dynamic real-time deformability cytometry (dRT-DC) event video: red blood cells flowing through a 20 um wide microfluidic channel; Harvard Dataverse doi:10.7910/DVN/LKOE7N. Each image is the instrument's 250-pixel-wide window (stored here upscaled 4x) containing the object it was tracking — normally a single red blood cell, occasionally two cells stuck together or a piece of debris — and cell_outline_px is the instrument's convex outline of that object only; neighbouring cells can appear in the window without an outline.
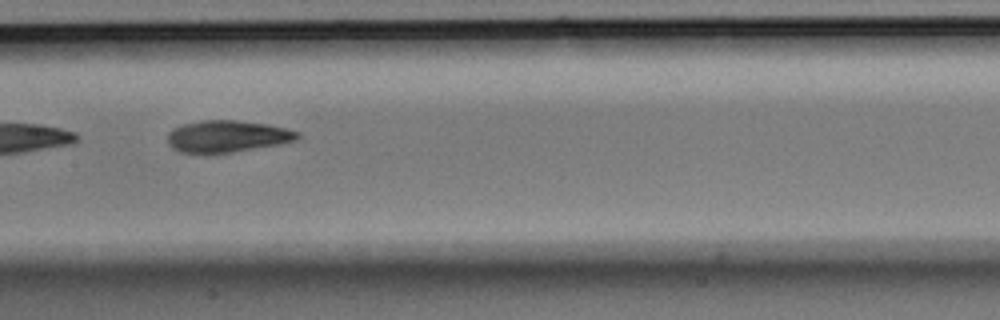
{"species": "Egyptian fruit bat (a non-hibernating species)", "species_latin": "Rousettus aegyptiacus", "temperature_condition": "room temperature", "stored_images_in_passage": 7, "camera_frame_rate_fps": 3000, "um_per_image_px": 0.085, "animal": {"sex": "male"}, "frame": {"image": 1, "passage_image": 5, "time_ms": 1.333, "image_size_px": [1000, 320], "cell_outline_px": [[300, 136], [296, 140], [280, 144], [232, 152], [180, 152], [172, 148], [168, 144], [168, 132], [172, 128], [184, 124], [200, 120], [236, 120], [268, 124], [300, 132]], "centroid_in_image_um": [19.31, 11.57], "position_along_channel_um": 188.1, "area_um2": 23.93}}
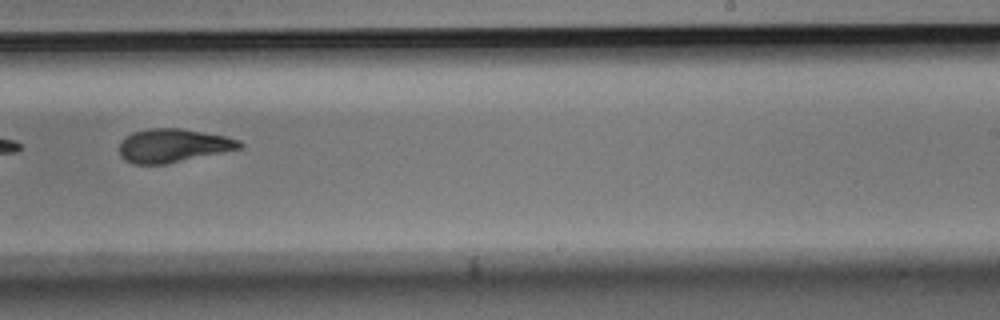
{"frame": {"image": 2, "passage_image": 7, "time_ms": 2.0, "image_size_px": [1000, 320], "cell_outline_px": [[244, 144], [240, 148], [164, 164], [132, 164], [124, 160], [120, 156], [120, 140], [124, 136], [132, 132], [148, 128], [180, 128], [224, 136], [240, 140]], "centroid_in_image_um": [14.64, 12.36], "position_along_channel_um": 274.4, "area_um2": 23.35}}